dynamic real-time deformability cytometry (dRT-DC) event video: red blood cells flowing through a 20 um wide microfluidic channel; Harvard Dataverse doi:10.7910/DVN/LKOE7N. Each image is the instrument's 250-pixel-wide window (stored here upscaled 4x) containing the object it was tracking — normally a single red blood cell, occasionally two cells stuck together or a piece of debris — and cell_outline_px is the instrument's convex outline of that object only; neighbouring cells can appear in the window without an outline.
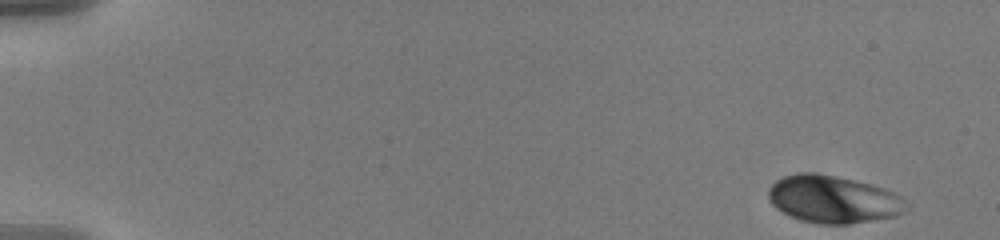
{"species": "human", "species_latin": "Homo sapiens", "temperature_condition": "warm", "stored_images_in_passage": 54, "camera_frame_rate_fps": 3000, "um_per_image_px": 0.085, "donor": {"sex": "male"}, "frame": {"image": 1, "passage_image": 1, "time_ms": 0.0, "image_size_px": [1000, 240], "cell_outline_px": [[912, 208], [896, 216], [848, 224], [816, 224], [800, 220], [776, 208], [772, 204], [768, 196], [768, 188], [776, 180], [784, 176], [796, 172], [816, 172], [836, 176], [872, 184], [896, 192], [908, 200], [912, 204]], "centroid_in_image_um": [70.9, 16.93], "position_along_channel_um": 14.1, "area_um2": 38.84}}
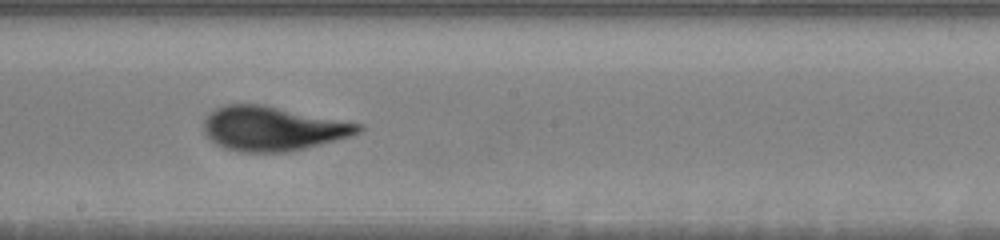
{"frame": {"image": 2, "passage_image": 31, "time_ms": 10.0, "image_size_px": [1000, 240], "cell_outline_px": [[364, 128], [360, 132], [348, 136], [320, 144], [288, 152], [240, 152], [224, 148], [216, 144], [204, 132], [204, 116], [216, 108], [228, 104], [264, 104], [364, 124]], "centroid_in_image_um": [23.17, 10.91], "position_along_channel_um": 225.0, "area_um2": 40.06}}
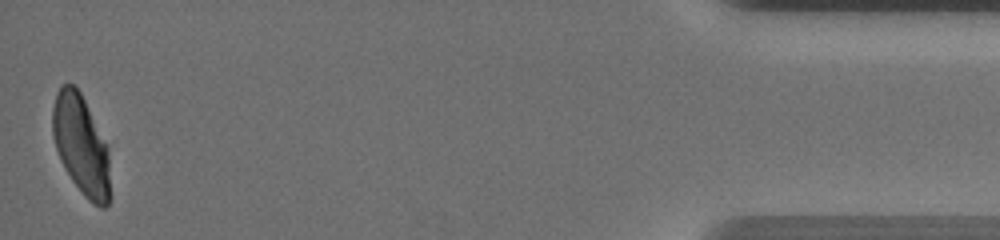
{"frame": {"image": 3, "passage_image": 54, "time_ms": 17.667, "image_size_px": [1000, 240], "cell_outline_px": [[112, 196], [108, 204], [104, 208], [100, 208], [88, 200], [84, 196], [72, 180], [64, 168], [60, 160], [52, 136], [52, 108], [56, 92], [60, 84], [72, 84], [80, 92], [108, 148]], "centroid_in_image_um": [6.9, 12.39], "position_along_channel_um": 428.3, "area_um2": 33.76}, "authors_computed_cell_mechanics": {"area_um2": 38.2058, "velocity_mm_per_s": 3.6049, "shape_relaxation_time_tau1_ms": 4.4572, "shape_relaxation_time_tau2_ms": null, "deformation_change_tau1": 0.1958, "deformation_change_tau2": null}}